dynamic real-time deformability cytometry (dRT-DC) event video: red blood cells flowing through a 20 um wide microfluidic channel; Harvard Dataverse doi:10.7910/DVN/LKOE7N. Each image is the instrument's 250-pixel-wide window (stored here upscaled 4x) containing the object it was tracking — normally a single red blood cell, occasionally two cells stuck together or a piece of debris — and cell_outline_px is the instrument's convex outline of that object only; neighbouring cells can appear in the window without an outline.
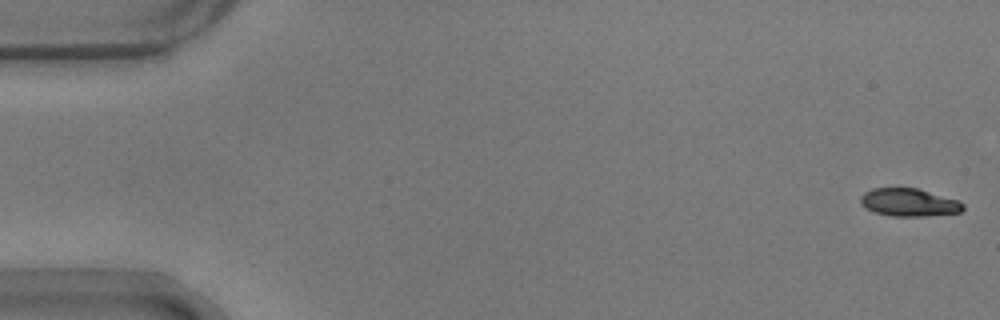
{"species": "common noctule bat (a hibernating species)", "species_latin": "Nyctalus noctula", "temperature_condition": "warm", "stored_images_in_passage": 10, "camera_frame_rate_fps": 3000, "um_per_image_px": 0.085, "animal": {"sex": "male", "body_mass_g": 17.9}, "frame": {"image": 1, "passage_image": 1, "time_ms": 0.0, "image_size_px": [1000, 320], "cell_outline_px": [[964, 208], [960, 212], [924, 216], [892, 216], [876, 212], [864, 208], [860, 204], [860, 196], [864, 192], [872, 188], [916, 188], [960, 200], [964, 204]], "centroid_in_image_um": [77.25, 17.2], "position_along_channel_um": 7.8, "area_um2": 16.7}}